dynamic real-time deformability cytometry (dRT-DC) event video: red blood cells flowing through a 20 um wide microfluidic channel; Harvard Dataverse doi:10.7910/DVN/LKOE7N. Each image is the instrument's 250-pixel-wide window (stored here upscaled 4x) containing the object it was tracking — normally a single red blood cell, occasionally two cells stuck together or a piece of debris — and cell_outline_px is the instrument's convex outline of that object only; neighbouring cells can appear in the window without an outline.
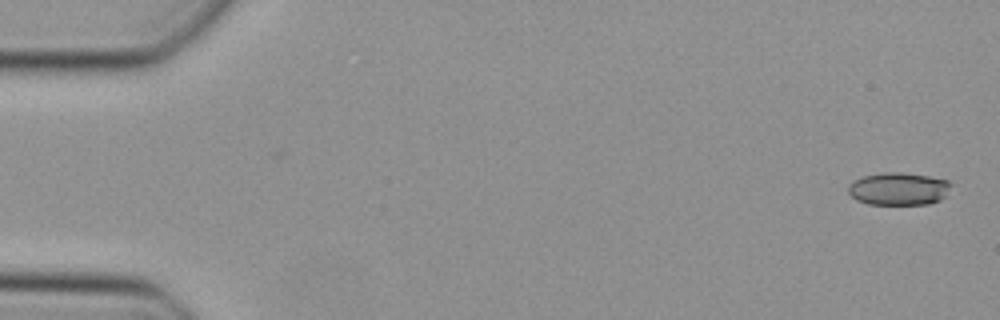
{"species": "Egyptian fruit bat (a non-hibernating species)", "species_latin": "Rousettus aegyptiacus", "temperature_condition": "cold", "stored_images_in_passage": 48, "camera_frame_rate_fps": 3000, "um_per_image_px": 0.085, "animal": {"sex": "female"}, "frame": {"image": 1, "passage_image": 1, "time_ms": 0.0, "image_size_px": [1000, 320], "cell_outline_px": [[952, 184], [944, 196], [940, 200], [928, 204], [868, 204], [856, 200], [848, 192], [848, 184], [852, 180], [864, 176], [884, 172], [900, 172], [928, 176], [948, 180]], "centroid_in_image_um": [76.35, 16.04], "position_along_channel_um": 8.6, "area_um2": 19.59}}
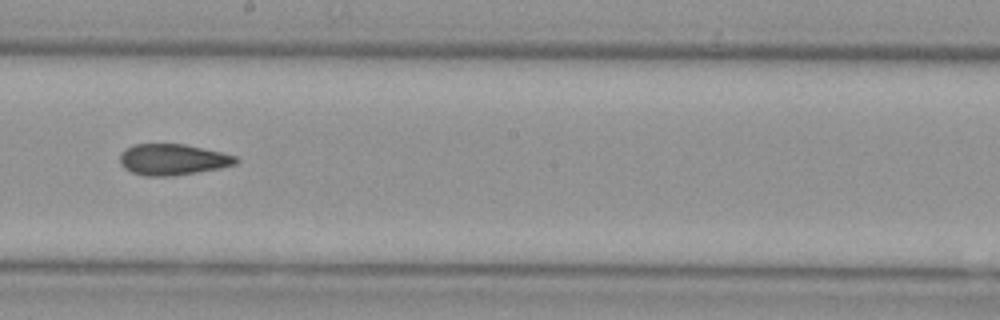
{"frame": {"image": 2, "passage_image": 27, "time_ms": 8.667, "image_size_px": [1000, 320], "cell_outline_px": [[240, 160], [236, 164], [220, 168], [172, 176], [144, 176], [132, 172], [124, 168], [120, 164], [120, 156], [128, 148], [136, 144], [184, 144], [220, 152], [236, 156]], "centroid_in_image_um": [14.7, 13.57], "position_along_channel_um": 233.5, "area_um2": 20.81}}
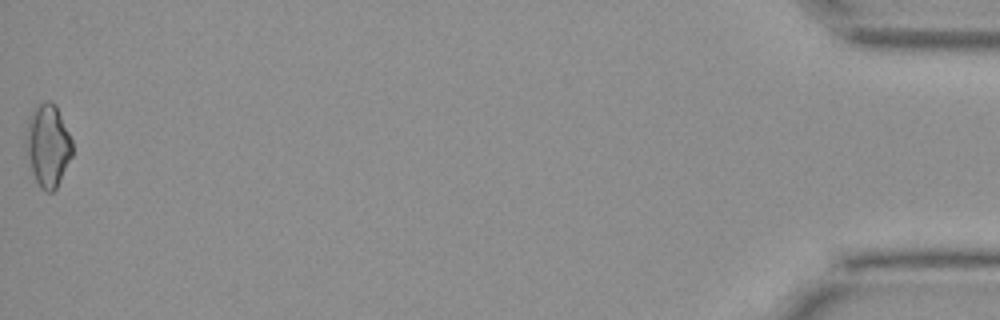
{"frame": {"image": 3, "passage_image": 48, "time_ms": 15.667, "image_size_px": [1000, 320], "cell_outline_px": [[72, 156], [56, 188], [52, 192], [44, 192], [40, 188], [32, 172], [28, 152], [28, 116], [44, 100], [52, 100], [56, 104], [72, 140]], "centroid_in_image_um": [4.11, 12.36], "position_along_channel_um": 431.1, "area_um2": 21.73}}